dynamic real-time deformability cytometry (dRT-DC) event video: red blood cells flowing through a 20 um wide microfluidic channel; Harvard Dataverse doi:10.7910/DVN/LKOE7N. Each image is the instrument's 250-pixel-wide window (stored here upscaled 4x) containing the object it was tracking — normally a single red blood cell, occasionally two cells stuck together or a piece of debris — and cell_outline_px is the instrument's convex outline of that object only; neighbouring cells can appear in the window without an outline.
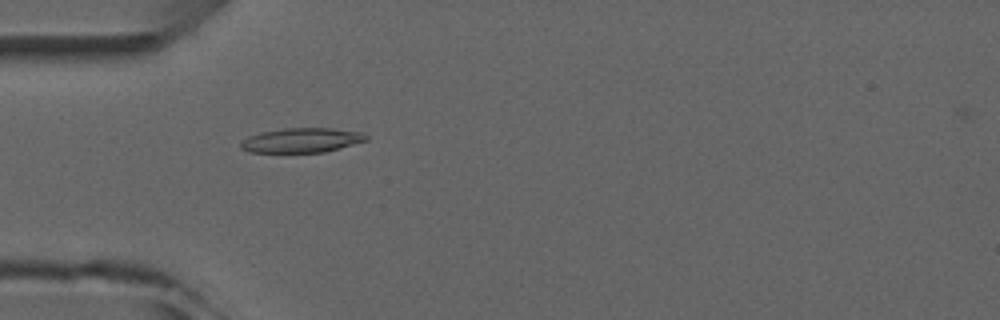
{"species": "common noctule bat (a hibernating species)", "species_latin": "Nyctalus noctula", "temperature_condition": "room temperature", "stored_images_in_passage": 1, "camera_frame_rate_fps": 3000, "um_per_image_px": 0.085, "animal": {"sex": "male", "forearm_length_mm": 52.5}, "frame": {"image": 1, "passage_image": 1, "time_ms": 0.0, "image_size_px": [1000, 320], "cell_outline_px": [[368, 140], [324, 152], [248, 152], [240, 148], [240, 144], [248, 136], [260, 132], [284, 128], [332, 128], [360, 132], [368, 136]], "centroid_in_image_um": [25.62, 11.92], "position_along_channel_um": 59.4, "area_um2": 17.86}}